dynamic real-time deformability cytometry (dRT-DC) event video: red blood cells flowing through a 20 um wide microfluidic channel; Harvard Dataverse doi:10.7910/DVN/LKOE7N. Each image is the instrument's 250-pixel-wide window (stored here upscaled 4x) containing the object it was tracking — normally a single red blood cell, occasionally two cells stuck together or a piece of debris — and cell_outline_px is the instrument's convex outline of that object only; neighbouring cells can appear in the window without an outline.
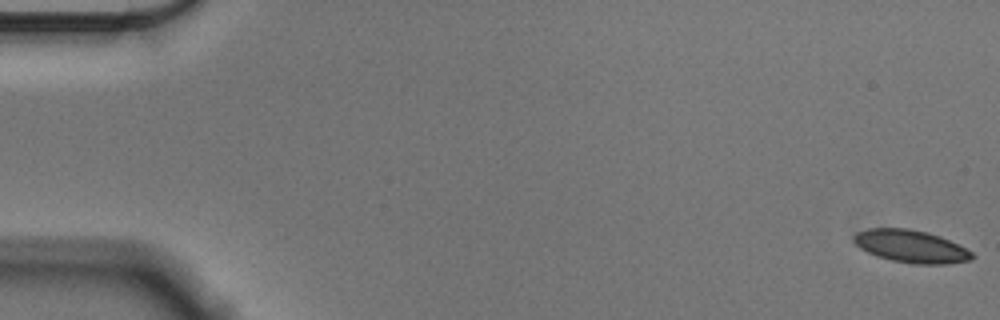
{"species": "Egyptian fruit bat (a non-hibernating species)", "species_latin": "Rousettus aegyptiacus", "temperature_condition": "cold", "stored_images_in_passage": 57, "camera_frame_rate_fps": 3000, "um_per_image_px": 0.085, "animal": {"sex": "male"}, "frame": {"image": 1, "passage_image": 1, "time_ms": 0.0, "image_size_px": [1000, 320], "cell_outline_px": [[976, 256], [972, 260], [948, 264], [912, 264], [892, 260], [876, 256], [860, 248], [852, 240], [852, 236], [856, 232], [868, 228], [908, 228], [928, 232], [940, 236], [972, 252]], "centroid_in_image_um": [77.42, 20.94], "position_along_channel_um": 7.6, "area_um2": 22.6}}
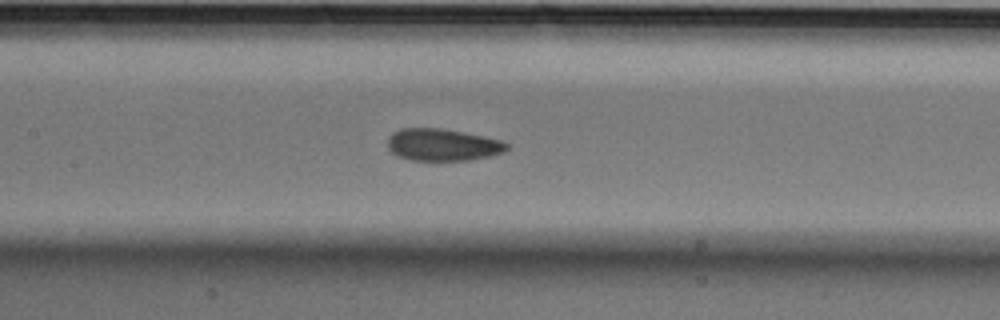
{"frame": {"image": 2, "passage_image": 27, "time_ms": 8.667, "image_size_px": [1000, 320], "cell_outline_px": [[508, 148], [504, 152], [488, 156], [468, 160], [412, 160], [396, 156], [388, 148], [388, 136], [392, 132], [400, 128], [444, 128], [484, 136], [500, 140], [508, 144]], "centroid_in_image_um": [37.59, 12.29], "position_along_channel_um": 169.8, "area_um2": 22.37}}
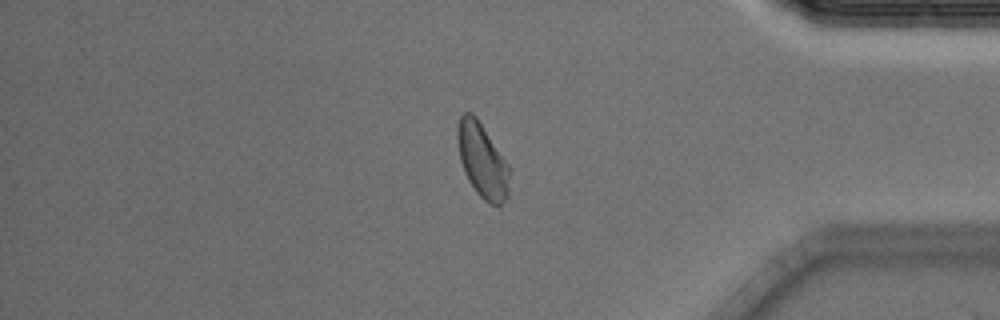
{"frame": {"image": 3, "passage_image": 48, "time_ms": 15.667, "image_size_px": [1000, 320], "cell_outline_px": [[508, 196], [500, 204], [488, 204], [476, 192], [468, 180], [464, 172], [460, 160], [456, 136], [456, 128], [460, 116], [464, 112], [472, 112], [476, 116], [508, 164]], "centroid_in_image_um": [40.95, 13.61], "position_along_channel_um": 394.2, "area_um2": 22.37}, "authors_computed_cell_mechanics": {"area_um2": 22.4264, "velocity_mm_per_s": 3.5537, "shape_relaxation_time_tau1_ms": 3.3136, "shape_relaxation_time_tau2_ms": 1.4975, "deformation_change_tau1": 0.096, "deformation_change_tau2": 0.0623}}